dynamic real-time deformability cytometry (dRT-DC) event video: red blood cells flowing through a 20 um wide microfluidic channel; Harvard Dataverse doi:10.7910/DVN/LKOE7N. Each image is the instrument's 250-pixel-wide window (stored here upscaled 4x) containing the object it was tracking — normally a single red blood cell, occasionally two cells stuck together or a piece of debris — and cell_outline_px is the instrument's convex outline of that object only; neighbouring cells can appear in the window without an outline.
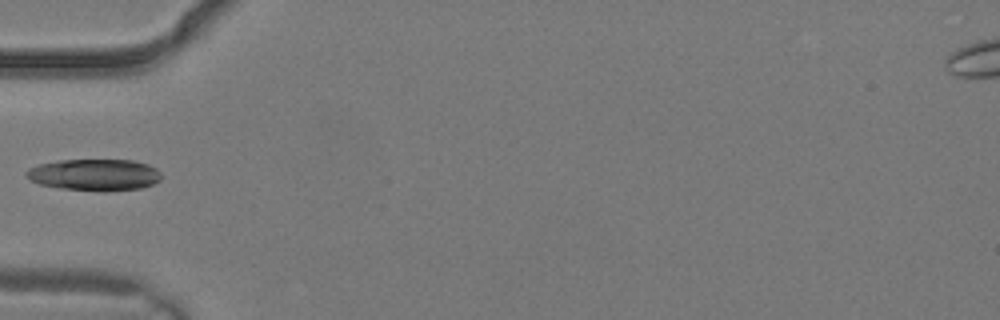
{"species": "common noctule bat (a hibernating species)", "species_latin": "Nyctalus noctula", "temperature_condition": "warm", "stored_images_in_passage": 3, "camera_frame_rate_fps": 3000, "um_per_image_px": 0.085, "animal": {"sex": "male", "body_mass_g": 19.2, "forearm_length_mm": 51.8}, "frame": {"image": 1, "passage_image": 3, "time_ms": 0.667, "image_size_px": [1000, 320], "cell_outline_px": [[160, 180], [152, 184], [140, 188], [104, 192], [60, 188], [40, 184], [24, 176], [24, 172], [28, 168], [40, 164], [56, 160], [132, 160], [148, 164], [156, 168], [160, 172]], "centroid_in_image_um": [8.01, 14.86], "position_along_channel_um": 77.0, "area_um2": 25.03}}